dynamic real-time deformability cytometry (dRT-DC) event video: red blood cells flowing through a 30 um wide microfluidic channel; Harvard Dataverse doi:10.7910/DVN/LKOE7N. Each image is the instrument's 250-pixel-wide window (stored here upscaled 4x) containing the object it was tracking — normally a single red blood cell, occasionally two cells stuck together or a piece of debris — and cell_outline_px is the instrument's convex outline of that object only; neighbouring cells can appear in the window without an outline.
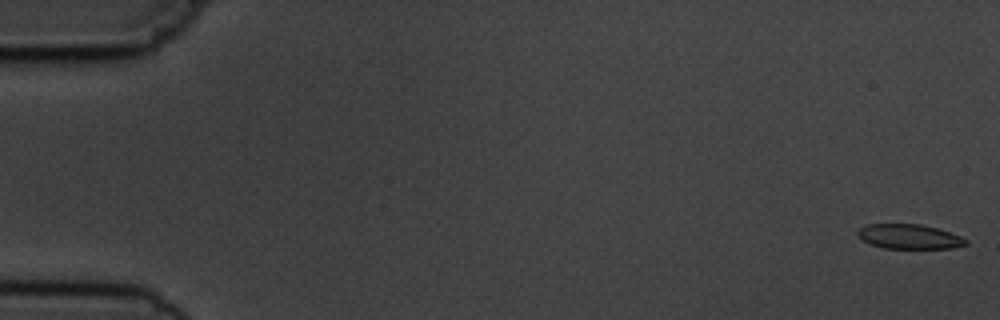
{"species": "common noctule bat (a hibernating species)", "species_latin": "Nyctalus noctula", "temperature_condition": "cold", "stored_images_in_passage": 5, "camera_frame_rate_fps": 3000, "um_per_image_px": 0.085, "animal": {"sex": "male", "body_mass_g": 19.5, "forearm_length_mm": 54.6}, "frame": {"image": 1, "passage_image": 1, "time_ms": 0.0, "image_size_px": [1000, 320], "cell_outline_px": [[968, 244], [952, 248], [884, 248], [872, 244], [864, 240], [856, 232], [860, 228], [868, 224], [920, 224], [936, 228], [960, 236], [968, 240]], "centroid_in_image_um": [77.31, 20.11], "position_along_channel_um": 7.7, "area_um2": 15.26}}
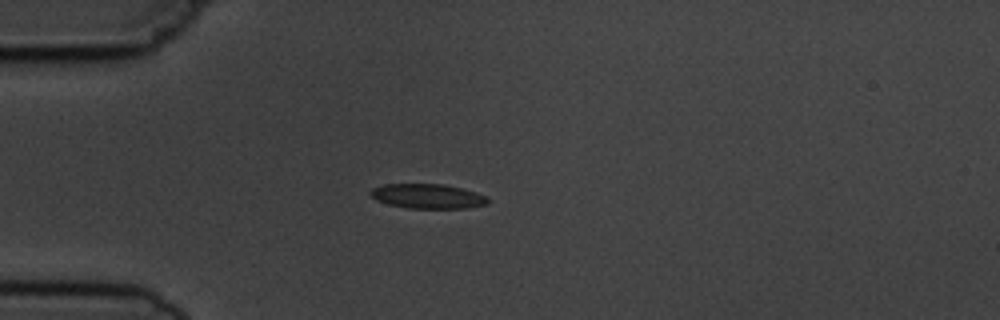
{"frame": {"image": 2, "passage_image": 5, "time_ms": 4.667, "image_size_px": [1000, 320], "cell_outline_px": [[488, 204], [468, 208], [408, 208], [388, 204], [376, 200], [368, 192], [372, 188], [384, 184], [444, 184], [476, 192], [488, 196]], "centroid_in_image_um": [36.36, 16.68], "position_along_channel_um": 48.6, "area_um2": 16.88}}